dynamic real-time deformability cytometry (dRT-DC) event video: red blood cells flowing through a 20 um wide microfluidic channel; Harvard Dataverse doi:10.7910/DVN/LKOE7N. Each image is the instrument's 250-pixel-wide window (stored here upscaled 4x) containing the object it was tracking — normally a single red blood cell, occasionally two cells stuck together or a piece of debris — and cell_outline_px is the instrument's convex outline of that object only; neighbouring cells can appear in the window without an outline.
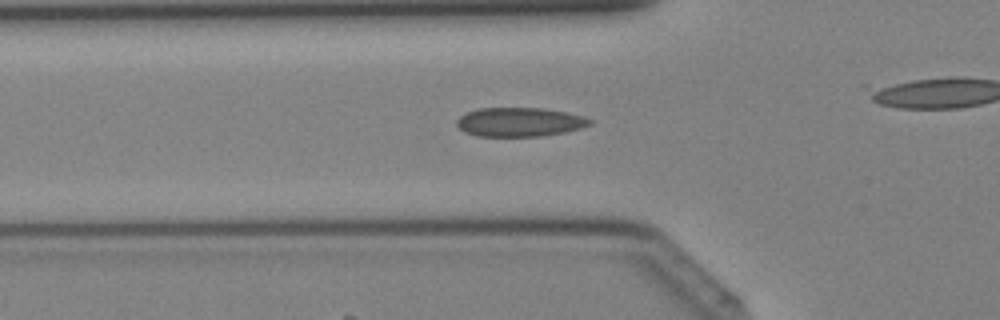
{"species": "Egyptian fruit bat (a non-hibernating species)", "species_latin": "Rousettus aegyptiacus", "temperature_condition": "cold", "stored_images_in_passage": 33, "camera_frame_rate_fps": 3000, "um_per_image_px": 0.085, "animal": {"sex": "female"}, "frame": {"image": 1, "passage_image": 14, "time_ms": 4.333, "image_size_px": [1000, 320], "cell_outline_px": [[592, 124], [580, 128], [564, 132], [540, 136], [476, 136], [464, 132], [456, 124], [456, 120], [460, 116], [468, 112], [480, 108], [544, 108], [568, 112], [584, 116], [592, 120]], "centroid_in_image_um": [44.18, 10.37], "position_along_channel_um": 81.6, "area_um2": 22.54}}
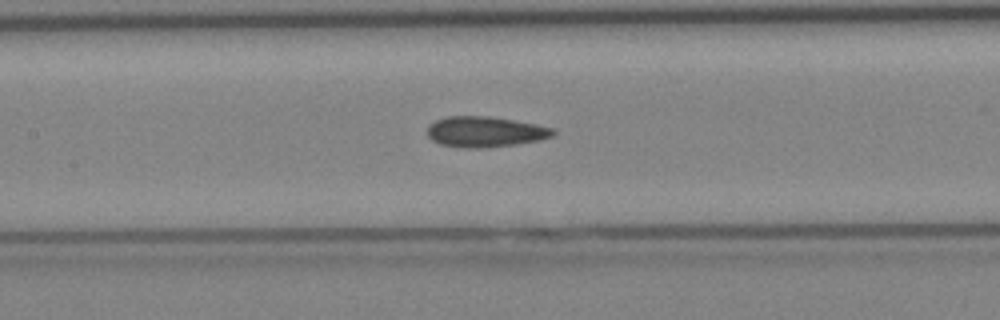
{"frame": {"image": 2, "passage_image": 19, "time_ms": 6.0, "image_size_px": [1000, 320], "cell_outline_px": [[556, 132], [552, 136], [540, 140], [516, 144], [484, 148], [464, 148], [440, 144], [432, 140], [428, 136], [428, 124], [436, 120], [448, 116], [488, 116], [536, 124], [556, 128]], "centroid_in_image_um": [41.24, 11.2], "position_along_channel_um": 166.2, "area_um2": 22.48}}
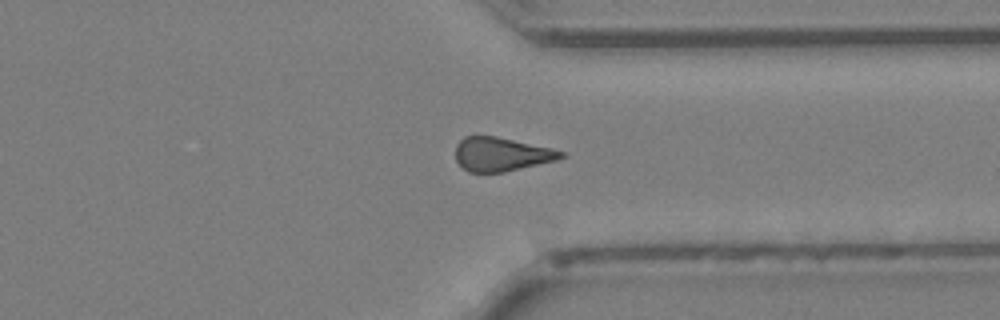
{"frame": {"image": 3, "passage_image": 31, "time_ms": 10.0, "image_size_px": [1000, 320], "cell_outline_px": [[568, 156], [556, 160], [504, 172], [468, 172], [456, 160], [456, 144], [464, 136], [496, 136], [552, 148], [564, 152]], "centroid_in_image_um": [42.63, 13.1], "position_along_channel_um": 368.8, "area_um2": 20.75}}